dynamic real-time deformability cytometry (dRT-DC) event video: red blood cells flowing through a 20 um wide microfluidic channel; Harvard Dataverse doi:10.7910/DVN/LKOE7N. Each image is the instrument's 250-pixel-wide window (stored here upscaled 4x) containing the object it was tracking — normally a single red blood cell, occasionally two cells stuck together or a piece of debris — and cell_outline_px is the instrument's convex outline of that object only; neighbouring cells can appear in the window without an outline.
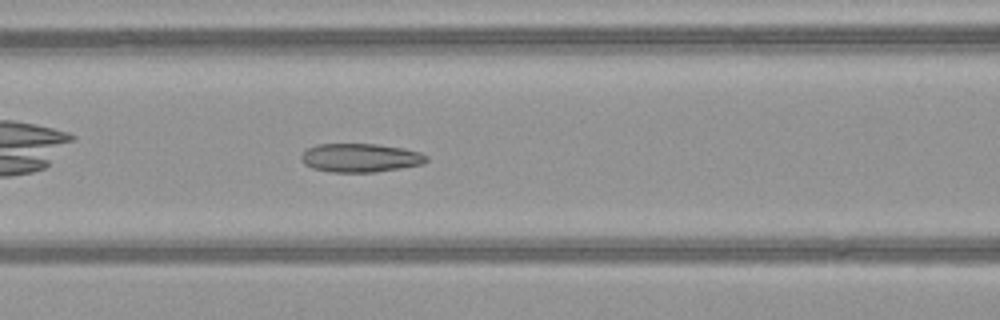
{"species": "common noctule bat (a hibernating species)", "species_latin": "Nyctalus noctula", "temperature_condition": "warm", "stored_images_in_passage": 37, "camera_frame_rate_fps": 3000, "um_per_image_px": 0.085, "animal": {"sex": "female", "body_mass_g": 21.9}, "frame": {"image": 1, "passage_image": 8, "time_ms": 2.333, "image_size_px": [1000, 320], "cell_outline_px": [[428, 160], [424, 164], [376, 172], [332, 172], [312, 168], [304, 164], [300, 160], [300, 156], [308, 148], [316, 144], [376, 144], [404, 148], [420, 152], [428, 156]], "centroid_in_image_um": [30.64, 13.41], "position_along_channel_um": 136.0, "area_um2": 21.04}}
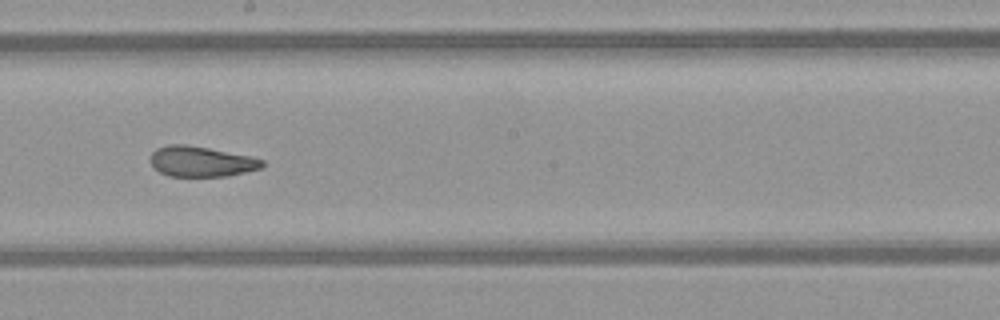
{"frame": {"image": 2, "passage_image": 15, "time_ms": 4.667, "image_size_px": [1000, 320], "cell_outline_px": [[264, 168], [228, 176], [168, 176], [152, 168], [152, 152], [156, 148], [168, 144], [184, 144], [208, 148], [252, 156], [264, 160]], "centroid_in_image_um": [17.13, 13.73], "position_along_channel_um": 231.1, "area_um2": 19.94}}
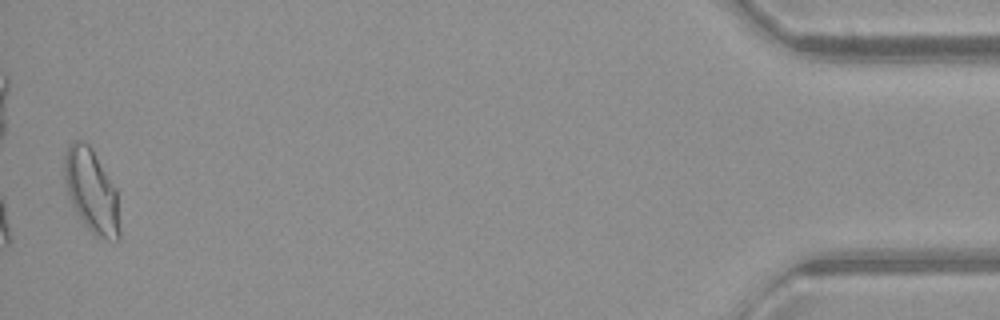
{"frame": {"image": 3, "passage_image": 36, "time_ms": 11.667, "image_size_px": [1000, 320], "cell_outline_px": [[120, 240], [108, 240], [96, 236], [88, 228], [76, 212], [68, 196], [64, 180], [64, 156], [68, 148], [76, 140], [80, 140], [88, 144], [92, 148], [116, 188], [120, 228]], "centroid_in_image_um": [7.79, 16.25], "position_along_channel_um": 427.4, "area_um2": 26.82}, "authors_computed_cell_mechanics": {"area_um2": 21.3282, "velocity_mm_per_s": 4.0786, "shape_relaxation_time_tau1_ms": null, "shape_relaxation_time_tau2_ms": 1.6654, "deformation_change_tau1": null, "deformation_change_tau2": 0.0846}}